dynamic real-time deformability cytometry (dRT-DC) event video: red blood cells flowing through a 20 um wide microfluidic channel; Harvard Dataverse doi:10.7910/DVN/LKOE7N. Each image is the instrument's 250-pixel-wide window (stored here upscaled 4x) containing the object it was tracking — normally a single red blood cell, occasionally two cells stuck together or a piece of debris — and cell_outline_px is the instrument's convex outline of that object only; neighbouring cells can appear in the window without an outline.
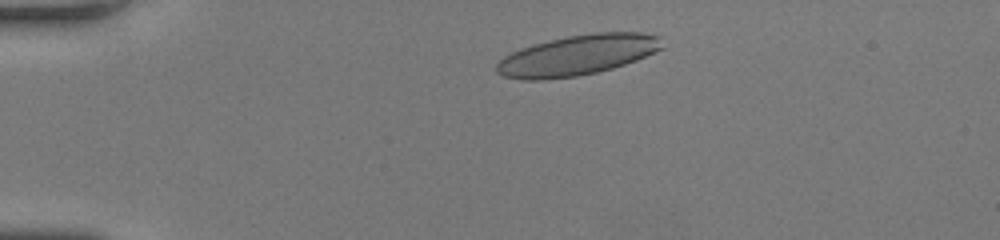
{"species": "human", "species_latin": "Homo sapiens", "temperature_condition": "room temperature", "stored_images_in_passage": 46, "camera_frame_rate_fps": 3000, "um_per_image_px": 0.085, "donor": {"sex": "female"}, "frame": {"image": 1, "passage_image": 6, "time_ms": 1.667, "image_size_px": [1000, 240], "cell_outline_px": [[664, 48], [636, 60], [612, 68], [596, 72], [576, 76], [540, 80], [524, 80], [504, 76], [496, 72], [496, 64], [504, 56], [520, 48], [532, 44], [568, 36], [592, 32], [644, 32], [660, 36]], "centroid_in_image_um": [49.1, 4.68], "position_along_channel_um": 35.9, "area_um2": 38.96}}
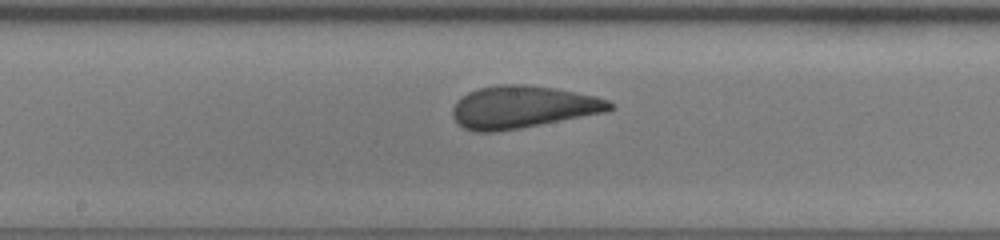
{"frame": {"image": 2, "passage_image": 23, "time_ms": 7.333, "image_size_px": [1000, 240], "cell_outline_px": [[616, 108], [604, 112], [520, 128], [496, 132], [476, 132], [464, 128], [452, 116], [452, 108], [456, 100], [468, 92], [480, 88], [500, 84], [524, 84], [556, 88], [596, 96], [608, 100], [616, 104]], "centroid_in_image_um": [44.43, 9.09], "position_along_channel_um": 203.8, "area_um2": 38.84}}
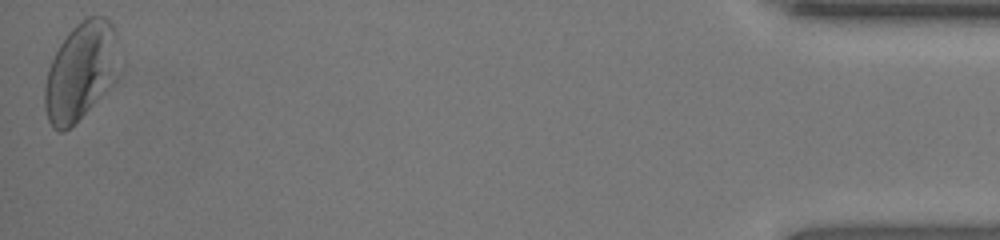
{"frame": {"image": 3, "passage_image": 46, "time_ms": 15.0, "image_size_px": [1000, 240], "cell_outline_px": [[116, 36], [96, 96], [92, 104], [64, 132], [56, 132], [52, 128], [48, 120], [44, 108], [44, 88], [48, 68], [60, 44], [68, 32], [76, 24], [88, 16], [104, 16], [112, 24], [116, 32]], "centroid_in_image_um": [6.59, 6.04], "position_along_channel_um": 428.6, "area_um2": 38.09}, "authors_computed_cell_mechanics": {"area_um2": 38.0613, "velocity_mm_per_s": 4.0481, "shape_relaxation_time_tau1_ms": 6.95, "shape_relaxation_time_tau2_ms": 0.847, "deformation_change_tau1": 0.1859, "deformation_change_tau2": 0.0822}}